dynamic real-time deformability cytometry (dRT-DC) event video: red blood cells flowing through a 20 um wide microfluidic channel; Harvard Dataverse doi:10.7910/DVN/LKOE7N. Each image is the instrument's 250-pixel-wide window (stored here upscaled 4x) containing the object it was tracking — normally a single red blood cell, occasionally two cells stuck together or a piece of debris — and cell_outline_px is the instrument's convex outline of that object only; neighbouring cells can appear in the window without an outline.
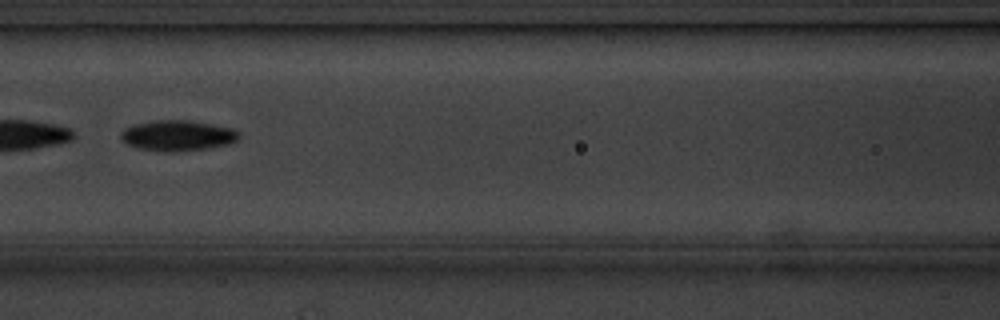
{"species": "common noctule bat (a hibernating species)", "species_latin": "Nyctalus noctula", "temperature_condition": "cold", "stored_images_in_passage": 8, "camera_frame_rate_fps": 3000, "um_per_image_px": 0.085, "animal": {"sex": "male", "body_mass_g": 20.1, "forearm_length_mm": 53.5}, "frame": {"image": 1, "passage_image": 7, "time_ms": 7.0, "image_size_px": [1000, 320], "cell_outline_px": [[240, 136], [236, 140], [228, 144], [204, 148], [140, 148], [128, 144], [120, 136], [120, 132], [124, 128], [132, 124], [152, 120], [188, 120], [212, 124], [232, 128], [240, 132]], "centroid_in_image_um": [15.11, 11.44], "position_along_channel_um": 151.5, "area_um2": 19.94}}